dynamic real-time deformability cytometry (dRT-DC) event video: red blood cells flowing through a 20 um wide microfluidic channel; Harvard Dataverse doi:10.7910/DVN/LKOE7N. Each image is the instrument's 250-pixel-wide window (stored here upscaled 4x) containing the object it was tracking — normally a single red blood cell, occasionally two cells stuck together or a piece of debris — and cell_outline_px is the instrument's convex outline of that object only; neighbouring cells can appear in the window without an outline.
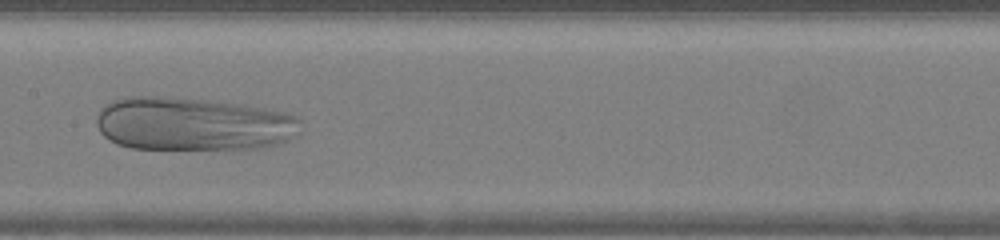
{"species": "human", "species_latin": "Homo sapiens", "temperature_condition": "warm", "stored_images_in_passage": 45, "camera_frame_rate_fps": 3000, "um_per_image_px": 0.085, "donor": {"sex": "female"}, "frame": {"image": 1, "passage_image": 21, "time_ms": 6.667, "image_size_px": [1000, 240], "cell_outline_px": [[300, 132], [288, 140], [280, 144], [264, 148], [132, 148], [116, 144], [104, 136], [100, 132], [96, 124], [96, 116], [100, 108], [104, 104], [112, 100], [128, 96], [156, 96], [212, 100], [244, 104], [288, 112], [296, 116], [300, 120]], "centroid_in_image_um": [16.41, 10.52], "position_along_channel_um": 191.0, "area_um2": 64.1}}
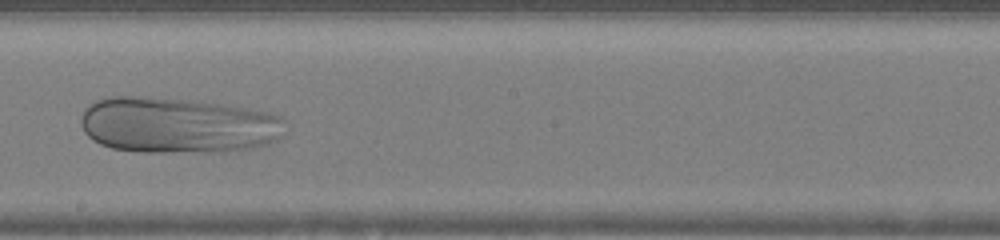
{"frame": {"image": 2, "passage_image": 24, "time_ms": 7.667, "image_size_px": [1000, 240], "cell_outline_px": [[284, 120], [276, 140], [268, 144], [252, 148], [224, 152], [140, 152], [112, 148], [100, 144], [92, 140], [84, 132], [80, 120], [84, 108], [88, 104], [96, 100], [108, 96], [148, 96], [192, 100], [248, 108], [268, 112], [280, 116]], "centroid_in_image_um": [15.02, 10.64], "position_along_channel_um": 233.2, "area_um2": 66.99}}